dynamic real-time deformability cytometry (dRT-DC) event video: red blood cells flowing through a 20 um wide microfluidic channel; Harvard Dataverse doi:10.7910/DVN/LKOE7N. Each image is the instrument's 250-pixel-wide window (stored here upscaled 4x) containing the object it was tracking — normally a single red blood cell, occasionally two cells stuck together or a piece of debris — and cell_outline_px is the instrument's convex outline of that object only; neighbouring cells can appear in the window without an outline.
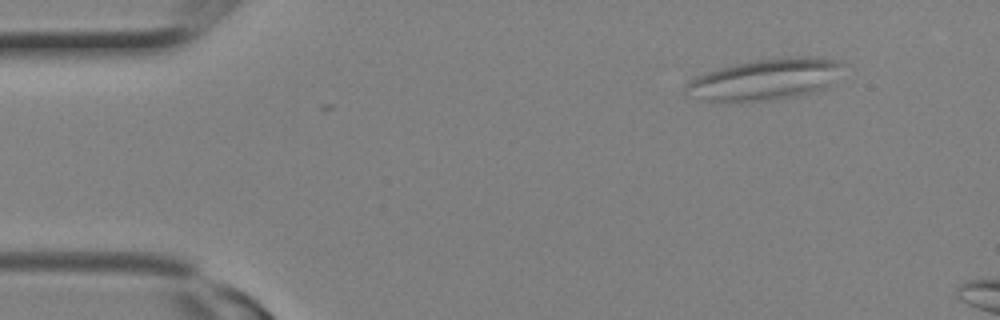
{"species": "Egyptian fruit bat (a non-hibernating species)", "species_latin": "Rousettus aegyptiacus", "temperature_condition": "room temperature", "stored_images_in_passage": 15, "camera_frame_rate_fps": 3000, "um_per_image_px": 0.085, "animal": {"sex": "female"}, "frame": {"image": 1, "passage_image": 1, "time_ms": 0.0, "image_size_px": [1000, 320], "cell_outline_px": [[848, 64], [832, 84], [824, 88], [812, 92], [796, 96], [776, 100], [700, 100], [688, 96], [684, 92], [684, 84], [688, 80], [696, 76], [720, 68], [736, 64], [756, 60], [792, 56], [804, 56], [844, 60]], "centroid_in_image_um": [65.11, 6.73], "position_along_channel_um": 19.9, "area_um2": 38.03}}
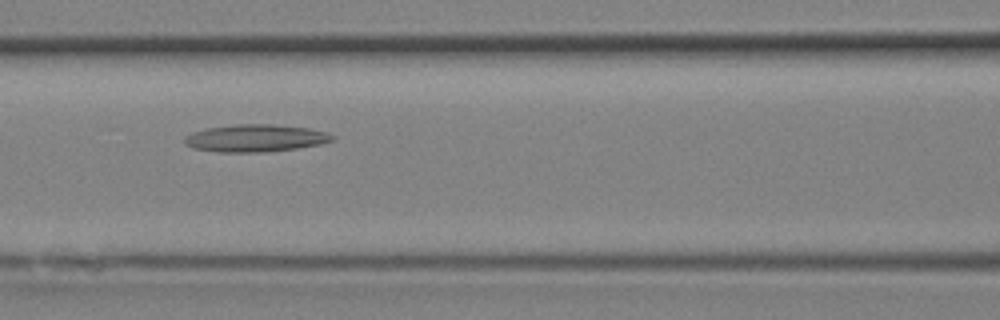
{"frame": {"image": 2, "passage_image": 9, "time_ms": 2.667, "image_size_px": [1000, 320], "cell_outline_px": [[336, 140], [320, 144], [296, 148], [260, 152], [220, 152], [192, 148], [184, 144], [184, 140], [192, 132], [204, 128], [236, 124], [272, 124], [308, 128], [328, 132], [336, 136]], "centroid_in_image_um": [21.73, 11.73], "position_along_channel_um": 144.9, "area_um2": 23.64}}
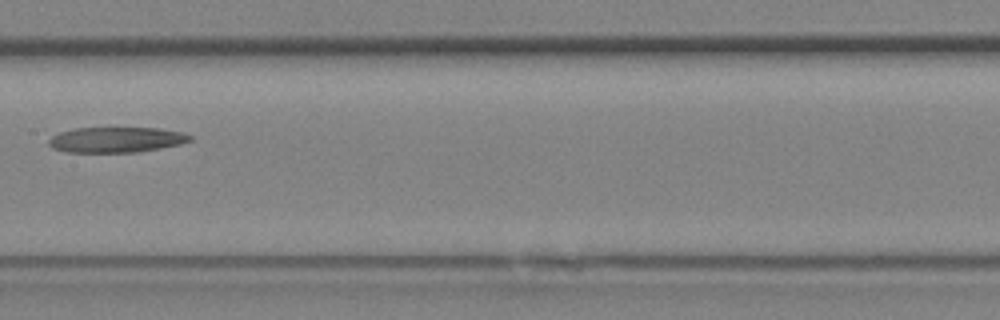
{"frame": {"image": 3, "passage_image": 11, "time_ms": 3.333, "image_size_px": [1000, 320], "cell_outline_px": [[192, 140], [180, 144], [140, 152], [64, 152], [52, 148], [48, 144], [48, 140], [52, 136], [60, 132], [76, 128], [156, 128], [184, 132], [192, 136]], "centroid_in_image_um": [9.88, 11.88], "position_along_channel_um": 197.5, "area_um2": 20.98}}